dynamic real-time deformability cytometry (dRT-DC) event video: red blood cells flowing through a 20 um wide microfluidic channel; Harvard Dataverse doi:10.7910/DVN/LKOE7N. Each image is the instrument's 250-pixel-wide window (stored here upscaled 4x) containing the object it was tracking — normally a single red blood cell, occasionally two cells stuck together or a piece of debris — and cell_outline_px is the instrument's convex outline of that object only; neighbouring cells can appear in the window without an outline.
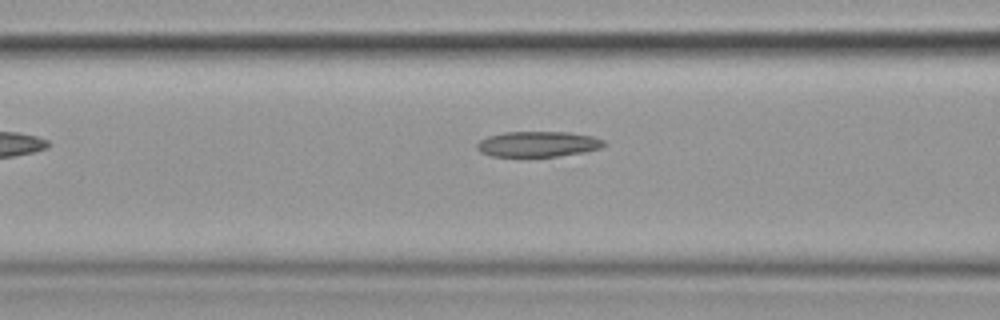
{"species": "common noctule bat (a hibernating species)", "species_latin": "Nyctalus noctula", "temperature_condition": "cold", "stored_images_in_passage": 7, "camera_frame_rate_fps": 3000, "um_per_image_px": 0.085, "animal": {"sex": "female", "body_mass_g": 19.9}, "frame": {"image": 1, "passage_image": 7, "time_ms": 7.0, "image_size_px": [1000, 320], "cell_outline_px": [[608, 144], [600, 148], [584, 152], [556, 156], [492, 156], [480, 152], [476, 148], [476, 144], [480, 140], [488, 136], [504, 132], [568, 132], [592, 136], [604, 140]], "centroid_in_image_um": [45.73, 12.24], "position_along_channel_um": 120.9, "area_um2": 18.84}}